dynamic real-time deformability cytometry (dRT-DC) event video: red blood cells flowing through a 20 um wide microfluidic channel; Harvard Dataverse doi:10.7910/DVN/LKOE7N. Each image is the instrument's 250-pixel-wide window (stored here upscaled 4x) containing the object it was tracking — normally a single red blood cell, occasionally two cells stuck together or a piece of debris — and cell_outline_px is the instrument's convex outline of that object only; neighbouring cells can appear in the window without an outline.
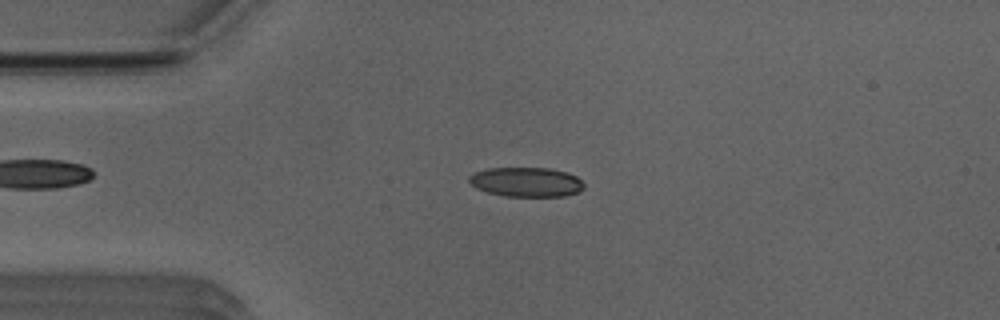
{"species": "Egyptian fruit bat (a non-hibernating species)", "species_latin": "Rousettus aegyptiacus", "temperature_condition": "room temperature", "stored_images_in_passage": 50, "camera_frame_rate_fps": 3000, "um_per_image_px": 0.085, "animal": {"sex": "male"}, "frame": {"image": 1, "passage_image": 11, "time_ms": 3.333, "image_size_px": [1000, 320], "cell_outline_px": [[584, 188], [576, 192], [564, 196], [504, 196], [488, 192], [476, 188], [468, 180], [468, 176], [476, 172], [488, 168], [552, 168], [568, 172], [576, 176], [584, 184]], "centroid_in_image_um": [44.74, 15.46], "position_along_channel_um": 40.3, "area_um2": 19.71}}
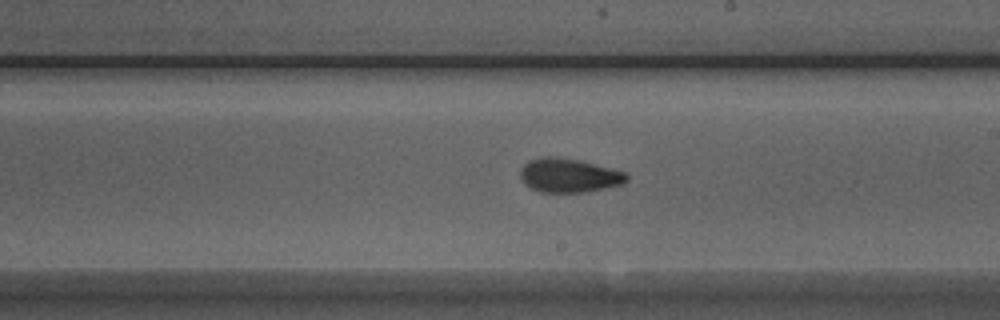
{"frame": {"image": 2, "passage_image": 28, "time_ms": 9.0, "image_size_px": [1000, 320], "cell_outline_px": [[628, 180], [624, 184], [584, 192], [540, 192], [524, 184], [520, 176], [520, 168], [528, 160], [540, 156], [552, 156], [580, 160], [624, 172], [628, 176]], "centroid_in_image_um": [48.32, 14.9], "position_along_channel_um": 240.7, "area_um2": 21.1}}
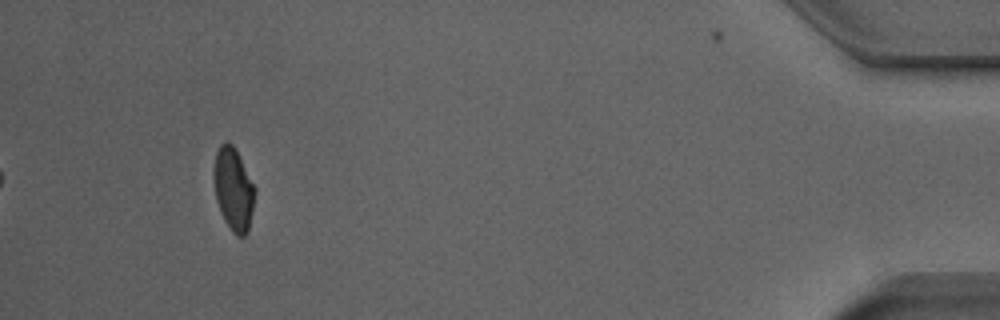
{"frame": {"image": 3, "passage_image": 47, "time_ms": 15.333, "image_size_px": [1000, 320], "cell_outline_px": [[256, 192], [248, 232], [244, 236], [236, 236], [232, 232], [224, 220], [220, 212], [216, 200], [212, 172], [216, 152], [220, 144], [224, 140], [228, 140], [232, 144], [256, 188]], "centroid_in_image_um": [19.82, 16.08], "position_along_channel_um": 415.4, "area_um2": 20.06}, "authors_computed_cell_mechanics": {"area_um2": 20.23, "velocity_mm_per_s": 3.9424, "shape_relaxation_time_tau1_ms": 7.9523, "shape_relaxation_time_tau2_ms": 1.7474, "deformation_change_tau1": 0.1881, "deformation_change_tau2": 0.074}}